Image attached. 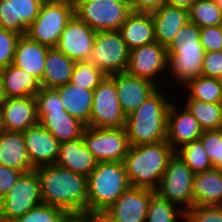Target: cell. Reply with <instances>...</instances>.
Returning <instances> with one entry per match:
<instances>
[{
	"instance_id": "cell-34",
	"label": "cell",
	"mask_w": 222,
	"mask_h": 222,
	"mask_svg": "<svg viewBox=\"0 0 222 222\" xmlns=\"http://www.w3.org/2000/svg\"><path fill=\"white\" fill-rule=\"evenodd\" d=\"M175 153L185 162L194 174L213 169L200 140L182 145L175 150Z\"/></svg>"
},
{
	"instance_id": "cell-52",
	"label": "cell",
	"mask_w": 222,
	"mask_h": 222,
	"mask_svg": "<svg viewBox=\"0 0 222 222\" xmlns=\"http://www.w3.org/2000/svg\"><path fill=\"white\" fill-rule=\"evenodd\" d=\"M217 4V6L221 9L222 12V0H214Z\"/></svg>"
},
{
	"instance_id": "cell-48",
	"label": "cell",
	"mask_w": 222,
	"mask_h": 222,
	"mask_svg": "<svg viewBox=\"0 0 222 222\" xmlns=\"http://www.w3.org/2000/svg\"><path fill=\"white\" fill-rule=\"evenodd\" d=\"M62 222H86V213L82 215H68Z\"/></svg>"
},
{
	"instance_id": "cell-24",
	"label": "cell",
	"mask_w": 222,
	"mask_h": 222,
	"mask_svg": "<svg viewBox=\"0 0 222 222\" xmlns=\"http://www.w3.org/2000/svg\"><path fill=\"white\" fill-rule=\"evenodd\" d=\"M0 164L22 173L34 170L27 154L23 132L4 130L0 134Z\"/></svg>"
},
{
	"instance_id": "cell-21",
	"label": "cell",
	"mask_w": 222,
	"mask_h": 222,
	"mask_svg": "<svg viewBox=\"0 0 222 222\" xmlns=\"http://www.w3.org/2000/svg\"><path fill=\"white\" fill-rule=\"evenodd\" d=\"M155 41L166 48L172 43L179 30L189 22V10L167 4L151 12Z\"/></svg>"
},
{
	"instance_id": "cell-26",
	"label": "cell",
	"mask_w": 222,
	"mask_h": 222,
	"mask_svg": "<svg viewBox=\"0 0 222 222\" xmlns=\"http://www.w3.org/2000/svg\"><path fill=\"white\" fill-rule=\"evenodd\" d=\"M0 75L4 98L34 96L41 89L38 79L13 64L1 68Z\"/></svg>"
},
{
	"instance_id": "cell-9",
	"label": "cell",
	"mask_w": 222,
	"mask_h": 222,
	"mask_svg": "<svg viewBox=\"0 0 222 222\" xmlns=\"http://www.w3.org/2000/svg\"><path fill=\"white\" fill-rule=\"evenodd\" d=\"M74 15L96 32L120 30L132 12L114 0H74Z\"/></svg>"
},
{
	"instance_id": "cell-10",
	"label": "cell",
	"mask_w": 222,
	"mask_h": 222,
	"mask_svg": "<svg viewBox=\"0 0 222 222\" xmlns=\"http://www.w3.org/2000/svg\"><path fill=\"white\" fill-rule=\"evenodd\" d=\"M129 49L119 30L96 32L89 60L107 76L126 71Z\"/></svg>"
},
{
	"instance_id": "cell-38",
	"label": "cell",
	"mask_w": 222,
	"mask_h": 222,
	"mask_svg": "<svg viewBox=\"0 0 222 222\" xmlns=\"http://www.w3.org/2000/svg\"><path fill=\"white\" fill-rule=\"evenodd\" d=\"M199 140L205 148L213 169H222V129L203 131Z\"/></svg>"
},
{
	"instance_id": "cell-16",
	"label": "cell",
	"mask_w": 222,
	"mask_h": 222,
	"mask_svg": "<svg viewBox=\"0 0 222 222\" xmlns=\"http://www.w3.org/2000/svg\"><path fill=\"white\" fill-rule=\"evenodd\" d=\"M177 103L179 102L171 103L167 115L166 141L174 150H177L188 142L199 140L203 133L194 116L184 105Z\"/></svg>"
},
{
	"instance_id": "cell-3",
	"label": "cell",
	"mask_w": 222,
	"mask_h": 222,
	"mask_svg": "<svg viewBox=\"0 0 222 222\" xmlns=\"http://www.w3.org/2000/svg\"><path fill=\"white\" fill-rule=\"evenodd\" d=\"M205 51L200 42V27L188 22L175 36L167 47V75L174 85H186L202 75V66ZM172 79V80H171Z\"/></svg>"
},
{
	"instance_id": "cell-43",
	"label": "cell",
	"mask_w": 222,
	"mask_h": 222,
	"mask_svg": "<svg viewBox=\"0 0 222 222\" xmlns=\"http://www.w3.org/2000/svg\"><path fill=\"white\" fill-rule=\"evenodd\" d=\"M202 75L218 79L222 76V51L204 54Z\"/></svg>"
},
{
	"instance_id": "cell-11",
	"label": "cell",
	"mask_w": 222,
	"mask_h": 222,
	"mask_svg": "<svg viewBox=\"0 0 222 222\" xmlns=\"http://www.w3.org/2000/svg\"><path fill=\"white\" fill-rule=\"evenodd\" d=\"M82 137L97 162H123L130 147L125 127L86 126Z\"/></svg>"
},
{
	"instance_id": "cell-31",
	"label": "cell",
	"mask_w": 222,
	"mask_h": 222,
	"mask_svg": "<svg viewBox=\"0 0 222 222\" xmlns=\"http://www.w3.org/2000/svg\"><path fill=\"white\" fill-rule=\"evenodd\" d=\"M186 109L198 121L203 131L222 129V103H208L191 99L183 93Z\"/></svg>"
},
{
	"instance_id": "cell-32",
	"label": "cell",
	"mask_w": 222,
	"mask_h": 222,
	"mask_svg": "<svg viewBox=\"0 0 222 222\" xmlns=\"http://www.w3.org/2000/svg\"><path fill=\"white\" fill-rule=\"evenodd\" d=\"M181 90H185V94L187 92L191 99L208 103H222V86L218 78L200 75L182 86Z\"/></svg>"
},
{
	"instance_id": "cell-53",
	"label": "cell",
	"mask_w": 222,
	"mask_h": 222,
	"mask_svg": "<svg viewBox=\"0 0 222 222\" xmlns=\"http://www.w3.org/2000/svg\"><path fill=\"white\" fill-rule=\"evenodd\" d=\"M219 80H220V83H221V86H222V76L219 78Z\"/></svg>"
},
{
	"instance_id": "cell-7",
	"label": "cell",
	"mask_w": 222,
	"mask_h": 222,
	"mask_svg": "<svg viewBox=\"0 0 222 222\" xmlns=\"http://www.w3.org/2000/svg\"><path fill=\"white\" fill-rule=\"evenodd\" d=\"M194 175L185 162L174 153L168 161L155 193L186 213L194 205Z\"/></svg>"
},
{
	"instance_id": "cell-22",
	"label": "cell",
	"mask_w": 222,
	"mask_h": 222,
	"mask_svg": "<svg viewBox=\"0 0 222 222\" xmlns=\"http://www.w3.org/2000/svg\"><path fill=\"white\" fill-rule=\"evenodd\" d=\"M94 155L87 149L83 137L60 143L55 164L87 177L97 165Z\"/></svg>"
},
{
	"instance_id": "cell-15",
	"label": "cell",
	"mask_w": 222,
	"mask_h": 222,
	"mask_svg": "<svg viewBox=\"0 0 222 222\" xmlns=\"http://www.w3.org/2000/svg\"><path fill=\"white\" fill-rule=\"evenodd\" d=\"M96 31L75 15L61 33L56 48L74 61H88Z\"/></svg>"
},
{
	"instance_id": "cell-6",
	"label": "cell",
	"mask_w": 222,
	"mask_h": 222,
	"mask_svg": "<svg viewBox=\"0 0 222 222\" xmlns=\"http://www.w3.org/2000/svg\"><path fill=\"white\" fill-rule=\"evenodd\" d=\"M73 16V2L67 0L44 1L38 16L27 28L25 35L50 48L56 47L62 31Z\"/></svg>"
},
{
	"instance_id": "cell-46",
	"label": "cell",
	"mask_w": 222,
	"mask_h": 222,
	"mask_svg": "<svg viewBox=\"0 0 222 222\" xmlns=\"http://www.w3.org/2000/svg\"><path fill=\"white\" fill-rule=\"evenodd\" d=\"M86 222H114L103 212L86 213Z\"/></svg>"
},
{
	"instance_id": "cell-41",
	"label": "cell",
	"mask_w": 222,
	"mask_h": 222,
	"mask_svg": "<svg viewBox=\"0 0 222 222\" xmlns=\"http://www.w3.org/2000/svg\"><path fill=\"white\" fill-rule=\"evenodd\" d=\"M188 222H222V206L193 205L186 213Z\"/></svg>"
},
{
	"instance_id": "cell-13",
	"label": "cell",
	"mask_w": 222,
	"mask_h": 222,
	"mask_svg": "<svg viewBox=\"0 0 222 222\" xmlns=\"http://www.w3.org/2000/svg\"><path fill=\"white\" fill-rule=\"evenodd\" d=\"M125 119L115 82L110 76L93 90V102L90 122L86 126L95 128H122L125 127Z\"/></svg>"
},
{
	"instance_id": "cell-1",
	"label": "cell",
	"mask_w": 222,
	"mask_h": 222,
	"mask_svg": "<svg viewBox=\"0 0 222 222\" xmlns=\"http://www.w3.org/2000/svg\"><path fill=\"white\" fill-rule=\"evenodd\" d=\"M42 203L63 209L68 215L88 213L87 177L53 165L35 168Z\"/></svg>"
},
{
	"instance_id": "cell-17",
	"label": "cell",
	"mask_w": 222,
	"mask_h": 222,
	"mask_svg": "<svg viewBox=\"0 0 222 222\" xmlns=\"http://www.w3.org/2000/svg\"><path fill=\"white\" fill-rule=\"evenodd\" d=\"M115 82L119 105L125 116L139 108L158 88L153 82L126 72L109 75Z\"/></svg>"
},
{
	"instance_id": "cell-40",
	"label": "cell",
	"mask_w": 222,
	"mask_h": 222,
	"mask_svg": "<svg viewBox=\"0 0 222 222\" xmlns=\"http://www.w3.org/2000/svg\"><path fill=\"white\" fill-rule=\"evenodd\" d=\"M21 34L0 28V69L13 64L16 45Z\"/></svg>"
},
{
	"instance_id": "cell-19",
	"label": "cell",
	"mask_w": 222,
	"mask_h": 222,
	"mask_svg": "<svg viewBox=\"0 0 222 222\" xmlns=\"http://www.w3.org/2000/svg\"><path fill=\"white\" fill-rule=\"evenodd\" d=\"M43 0H0V28L21 35L38 16Z\"/></svg>"
},
{
	"instance_id": "cell-20",
	"label": "cell",
	"mask_w": 222,
	"mask_h": 222,
	"mask_svg": "<svg viewBox=\"0 0 222 222\" xmlns=\"http://www.w3.org/2000/svg\"><path fill=\"white\" fill-rule=\"evenodd\" d=\"M5 131H26L39 123L34 96L4 98L0 107Z\"/></svg>"
},
{
	"instance_id": "cell-29",
	"label": "cell",
	"mask_w": 222,
	"mask_h": 222,
	"mask_svg": "<svg viewBox=\"0 0 222 222\" xmlns=\"http://www.w3.org/2000/svg\"><path fill=\"white\" fill-rule=\"evenodd\" d=\"M76 61L67 57L56 47L48 49L42 81L43 88L56 89L70 82Z\"/></svg>"
},
{
	"instance_id": "cell-12",
	"label": "cell",
	"mask_w": 222,
	"mask_h": 222,
	"mask_svg": "<svg viewBox=\"0 0 222 222\" xmlns=\"http://www.w3.org/2000/svg\"><path fill=\"white\" fill-rule=\"evenodd\" d=\"M167 64V48L155 41L129 51L128 66L125 72L131 76L149 80L161 87L167 80V77L164 78L167 76ZM161 78L163 81L160 80ZM164 81L165 83H163Z\"/></svg>"
},
{
	"instance_id": "cell-25",
	"label": "cell",
	"mask_w": 222,
	"mask_h": 222,
	"mask_svg": "<svg viewBox=\"0 0 222 222\" xmlns=\"http://www.w3.org/2000/svg\"><path fill=\"white\" fill-rule=\"evenodd\" d=\"M119 31L129 50L155 42L151 13L131 12Z\"/></svg>"
},
{
	"instance_id": "cell-39",
	"label": "cell",
	"mask_w": 222,
	"mask_h": 222,
	"mask_svg": "<svg viewBox=\"0 0 222 222\" xmlns=\"http://www.w3.org/2000/svg\"><path fill=\"white\" fill-rule=\"evenodd\" d=\"M38 120H40L49 110L64 109L59 93L56 89L43 88L34 95Z\"/></svg>"
},
{
	"instance_id": "cell-50",
	"label": "cell",
	"mask_w": 222,
	"mask_h": 222,
	"mask_svg": "<svg viewBox=\"0 0 222 222\" xmlns=\"http://www.w3.org/2000/svg\"><path fill=\"white\" fill-rule=\"evenodd\" d=\"M4 101V95H3V92H2V83H1V75H0V107L2 105Z\"/></svg>"
},
{
	"instance_id": "cell-30",
	"label": "cell",
	"mask_w": 222,
	"mask_h": 222,
	"mask_svg": "<svg viewBox=\"0 0 222 222\" xmlns=\"http://www.w3.org/2000/svg\"><path fill=\"white\" fill-rule=\"evenodd\" d=\"M194 205L222 206V169L196 173L193 178Z\"/></svg>"
},
{
	"instance_id": "cell-42",
	"label": "cell",
	"mask_w": 222,
	"mask_h": 222,
	"mask_svg": "<svg viewBox=\"0 0 222 222\" xmlns=\"http://www.w3.org/2000/svg\"><path fill=\"white\" fill-rule=\"evenodd\" d=\"M200 42L205 53L222 51V25L200 28Z\"/></svg>"
},
{
	"instance_id": "cell-45",
	"label": "cell",
	"mask_w": 222,
	"mask_h": 222,
	"mask_svg": "<svg viewBox=\"0 0 222 222\" xmlns=\"http://www.w3.org/2000/svg\"><path fill=\"white\" fill-rule=\"evenodd\" d=\"M164 4V0H132V12L151 13Z\"/></svg>"
},
{
	"instance_id": "cell-8",
	"label": "cell",
	"mask_w": 222,
	"mask_h": 222,
	"mask_svg": "<svg viewBox=\"0 0 222 222\" xmlns=\"http://www.w3.org/2000/svg\"><path fill=\"white\" fill-rule=\"evenodd\" d=\"M41 203L40 180L36 170L22 173L0 199V222H14Z\"/></svg>"
},
{
	"instance_id": "cell-27",
	"label": "cell",
	"mask_w": 222,
	"mask_h": 222,
	"mask_svg": "<svg viewBox=\"0 0 222 222\" xmlns=\"http://www.w3.org/2000/svg\"><path fill=\"white\" fill-rule=\"evenodd\" d=\"M59 93L64 110L71 116L87 125L90 122L93 90L82 86L67 83L56 88Z\"/></svg>"
},
{
	"instance_id": "cell-23",
	"label": "cell",
	"mask_w": 222,
	"mask_h": 222,
	"mask_svg": "<svg viewBox=\"0 0 222 222\" xmlns=\"http://www.w3.org/2000/svg\"><path fill=\"white\" fill-rule=\"evenodd\" d=\"M49 48L30 39L25 34L21 35L16 45L13 65L33 75L41 82Z\"/></svg>"
},
{
	"instance_id": "cell-51",
	"label": "cell",
	"mask_w": 222,
	"mask_h": 222,
	"mask_svg": "<svg viewBox=\"0 0 222 222\" xmlns=\"http://www.w3.org/2000/svg\"><path fill=\"white\" fill-rule=\"evenodd\" d=\"M4 131L3 121H2V113L0 109V134Z\"/></svg>"
},
{
	"instance_id": "cell-37",
	"label": "cell",
	"mask_w": 222,
	"mask_h": 222,
	"mask_svg": "<svg viewBox=\"0 0 222 222\" xmlns=\"http://www.w3.org/2000/svg\"><path fill=\"white\" fill-rule=\"evenodd\" d=\"M67 216L63 209L41 203L14 222H62Z\"/></svg>"
},
{
	"instance_id": "cell-36",
	"label": "cell",
	"mask_w": 222,
	"mask_h": 222,
	"mask_svg": "<svg viewBox=\"0 0 222 222\" xmlns=\"http://www.w3.org/2000/svg\"><path fill=\"white\" fill-rule=\"evenodd\" d=\"M106 76L90 61H76L69 83L82 86L84 89L94 90Z\"/></svg>"
},
{
	"instance_id": "cell-35",
	"label": "cell",
	"mask_w": 222,
	"mask_h": 222,
	"mask_svg": "<svg viewBox=\"0 0 222 222\" xmlns=\"http://www.w3.org/2000/svg\"><path fill=\"white\" fill-rule=\"evenodd\" d=\"M189 21L200 28L222 25V12L214 0H196L189 9Z\"/></svg>"
},
{
	"instance_id": "cell-2",
	"label": "cell",
	"mask_w": 222,
	"mask_h": 222,
	"mask_svg": "<svg viewBox=\"0 0 222 222\" xmlns=\"http://www.w3.org/2000/svg\"><path fill=\"white\" fill-rule=\"evenodd\" d=\"M167 87V84L158 87L139 108L126 116L125 129L130 146L166 140L167 115L174 99L168 97L170 92H164Z\"/></svg>"
},
{
	"instance_id": "cell-44",
	"label": "cell",
	"mask_w": 222,
	"mask_h": 222,
	"mask_svg": "<svg viewBox=\"0 0 222 222\" xmlns=\"http://www.w3.org/2000/svg\"><path fill=\"white\" fill-rule=\"evenodd\" d=\"M21 171L0 164V199L15 185Z\"/></svg>"
},
{
	"instance_id": "cell-28",
	"label": "cell",
	"mask_w": 222,
	"mask_h": 222,
	"mask_svg": "<svg viewBox=\"0 0 222 222\" xmlns=\"http://www.w3.org/2000/svg\"><path fill=\"white\" fill-rule=\"evenodd\" d=\"M39 123L60 143L82 137L86 127L80 120L69 115L64 109L49 110Z\"/></svg>"
},
{
	"instance_id": "cell-49",
	"label": "cell",
	"mask_w": 222,
	"mask_h": 222,
	"mask_svg": "<svg viewBox=\"0 0 222 222\" xmlns=\"http://www.w3.org/2000/svg\"><path fill=\"white\" fill-rule=\"evenodd\" d=\"M114 1L126 5L132 11V0H114Z\"/></svg>"
},
{
	"instance_id": "cell-4",
	"label": "cell",
	"mask_w": 222,
	"mask_h": 222,
	"mask_svg": "<svg viewBox=\"0 0 222 222\" xmlns=\"http://www.w3.org/2000/svg\"><path fill=\"white\" fill-rule=\"evenodd\" d=\"M174 153L166 140L130 146L123 161L130 186L155 191Z\"/></svg>"
},
{
	"instance_id": "cell-47",
	"label": "cell",
	"mask_w": 222,
	"mask_h": 222,
	"mask_svg": "<svg viewBox=\"0 0 222 222\" xmlns=\"http://www.w3.org/2000/svg\"><path fill=\"white\" fill-rule=\"evenodd\" d=\"M196 0H164V4L189 10Z\"/></svg>"
},
{
	"instance_id": "cell-5",
	"label": "cell",
	"mask_w": 222,
	"mask_h": 222,
	"mask_svg": "<svg viewBox=\"0 0 222 222\" xmlns=\"http://www.w3.org/2000/svg\"><path fill=\"white\" fill-rule=\"evenodd\" d=\"M129 186L123 162H98L87 176L88 212H104Z\"/></svg>"
},
{
	"instance_id": "cell-18",
	"label": "cell",
	"mask_w": 222,
	"mask_h": 222,
	"mask_svg": "<svg viewBox=\"0 0 222 222\" xmlns=\"http://www.w3.org/2000/svg\"><path fill=\"white\" fill-rule=\"evenodd\" d=\"M23 137L34 169L55 164L60 142L40 123L23 131Z\"/></svg>"
},
{
	"instance_id": "cell-14",
	"label": "cell",
	"mask_w": 222,
	"mask_h": 222,
	"mask_svg": "<svg viewBox=\"0 0 222 222\" xmlns=\"http://www.w3.org/2000/svg\"><path fill=\"white\" fill-rule=\"evenodd\" d=\"M154 190L129 186L103 213L114 222H145Z\"/></svg>"
},
{
	"instance_id": "cell-33",
	"label": "cell",
	"mask_w": 222,
	"mask_h": 222,
	"mask_svg": "<svg viewBox=\"0 0 222 222\" xmlns=\"http://www.w3.org/2000/svg\"><path fill=\"white\" fill-rule=\"evenodd\" d=\"M185 212L161 198L157 193L151 196L145 222H183Z\"/></svg>"
}]
</instances>
